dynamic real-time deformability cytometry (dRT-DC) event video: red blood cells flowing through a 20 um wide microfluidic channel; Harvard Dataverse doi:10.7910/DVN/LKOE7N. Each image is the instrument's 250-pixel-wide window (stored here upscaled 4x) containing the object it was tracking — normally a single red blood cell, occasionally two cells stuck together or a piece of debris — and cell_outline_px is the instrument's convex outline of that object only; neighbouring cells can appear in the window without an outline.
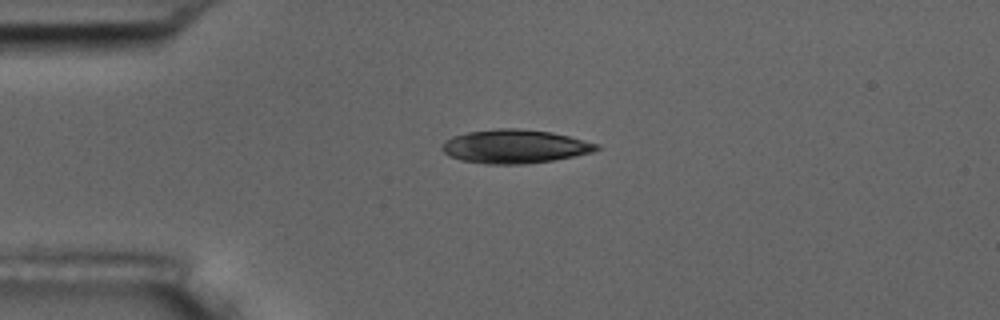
{"species": "common noctule bat (a hibernating species)", "species_latin": "Nyctalus noctula", "temperature_condition": "room temperature", "stored_images_in_passage": 42, "camera_frame_rate_fps": 3000, "um_per_image_px": 0.085, "animal": {"sex": "male", "body_mass_g": 17.5, "forearm_length_mm": 52.3}, "frame": {"image": 1, "passage_image": 1, "time_ms": 0.0, "image_size_px": [1000, 320], "cell_outline_px": [[600, 148], [592, 152], [552, 160], [524, 164], [484, 164], [460, 160], [448, 156], [440, 148], [444, 140], [452, 136], [468, 132], [496, 128], [520, 128], [552, 132], [600, 144]], "centroid_in_image_um": [43.71, 12.44], "position_along_channel_um": 41.3, "area_um2": 30.46}}
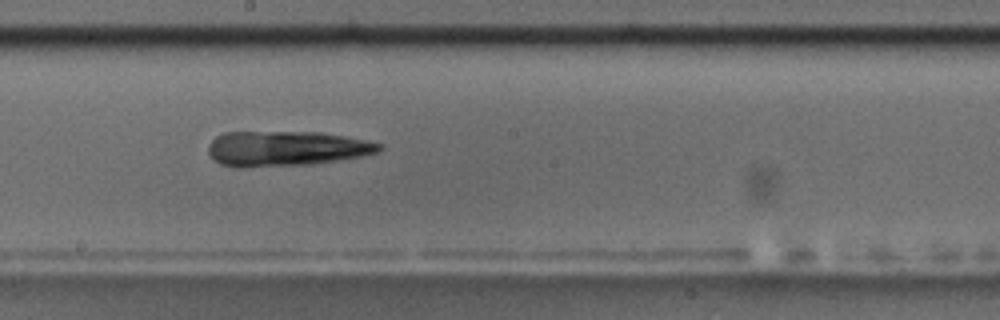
{"frame": {"image": 2, "passage_image": 18, "time_ms": 5.667, "image_size_px": [1000, 320], "cell_outline_px": [[384, 148], [376, 152], [360, 156], [312, 164], [220, 164], [208, 152], [208, 144], [216, 136], [224, 132], [320, 132], [344, 136], [384, 144]], "centroid_in_image_um": [24.39, 12.57], "position_along_channel_um": 223.8, "area_um2": 33.58}}
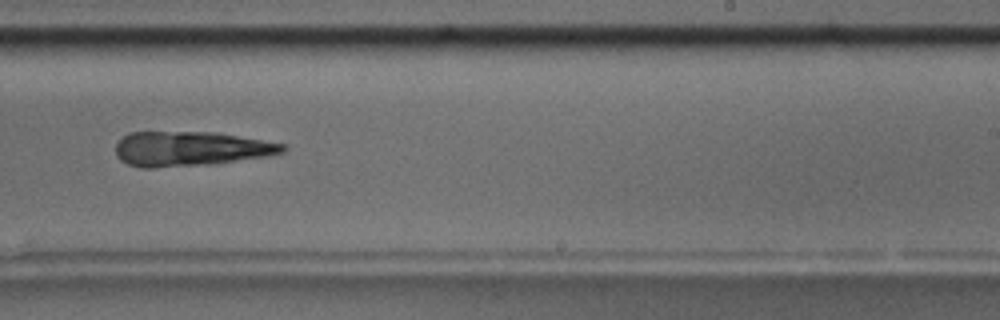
{"frame": {"image": 3, "passage_image": 22, "time_ms": 7.0, "image_size_px": [1000, 320], "cell_outline_px": [[288, 148], [284, 152], [268, 156], [216, 164], [152, 168], [144, 168], [128, 164], [120, 160], [116, 156], [116, 144], [128, 132], [212, 132], [284, 144]], "centroid_in_image_um": [16.17, 12.66], "position_along_channel_um": 272.8, "area_um2": 33.76}}